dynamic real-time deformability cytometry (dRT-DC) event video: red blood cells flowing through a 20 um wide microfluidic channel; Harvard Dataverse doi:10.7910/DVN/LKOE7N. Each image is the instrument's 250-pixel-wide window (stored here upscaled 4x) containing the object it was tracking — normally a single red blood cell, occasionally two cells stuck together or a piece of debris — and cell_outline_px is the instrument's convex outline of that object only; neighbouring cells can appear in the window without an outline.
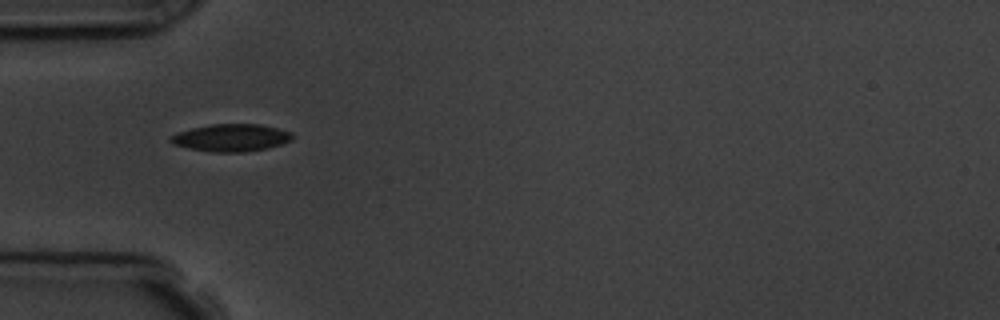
{"species": "common noctule bat (a hibernating species)", "species_latin": "Nyctalus noctula", "temperature_condition": "room temperature", "stored_images_in_passage": 6, "camera_frame_rate_fps": 3000, "um_per_image_px": 0.085, "animal": {"sex": "male", "body_mass_g": 19.5, "forearm_length_mm": 54.6}, "frame": {"image": 1, "passage_image": 4, "time_ms": 4.333, "image_size_px": [1000, 320], "cell_outline_px": [[292, 140], [268, 148], [244, 152], [212, 152], [172, 144], [168, 140], [176, 132], [192, 128], [212, 124], [260, 124], [292, 132]], "centroid_in_image_um": [19.64, 11.7], "position_along_channel_um": 65.4, "area_um2": 19.31}}